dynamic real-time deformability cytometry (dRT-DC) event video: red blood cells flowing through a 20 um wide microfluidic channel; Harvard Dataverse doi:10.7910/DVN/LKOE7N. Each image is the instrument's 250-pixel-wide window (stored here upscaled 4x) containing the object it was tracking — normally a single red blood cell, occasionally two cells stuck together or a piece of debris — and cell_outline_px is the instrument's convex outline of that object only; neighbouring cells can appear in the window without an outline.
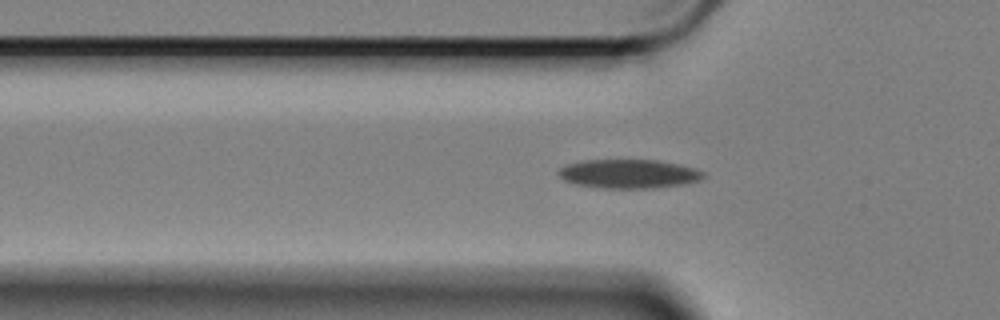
{"species": "Egyptian fruit bat (a non-hibernating species)", "species_latin": "Rousettus aegyptiacus", "temperature_condition": "cold", "stored_images_in_passage": 38, "camera_frame_rate_fps": 3000, "um_per_image_px": 0.085, "animal": {"sex": "female"}, "frame": {"image": 1, "passage_image": 4, "time_ms": 1.0, "image_size_px": [1000, 320], "cell_outline_px": [[704, 176], [700, 180], [684, 184], [656, 188], [600, 188], [576, 184], [564, 180], [556, 172], [560, 168], [568, 164], [584, 160], [656, 160], [680, 164], [696, 168], [704, 172]], "centroid_in_image_um": [53.46, 14.78], "position_along_channel_um": 72.3, "area_um2": 24.51}}
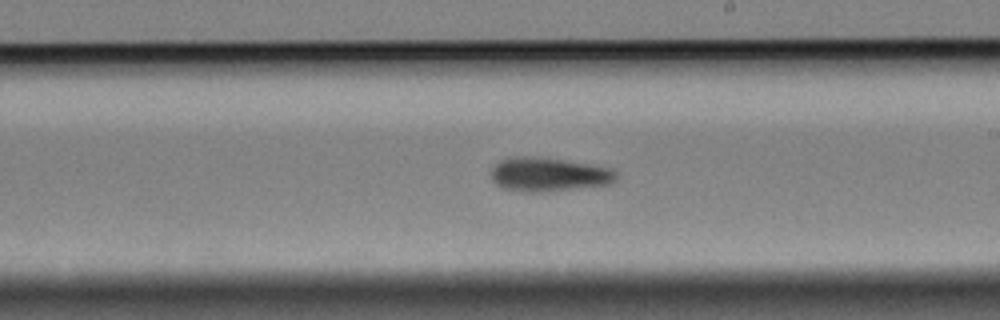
{"frame": {"image": 2, "passage_image": 19, "time_ms": 6.0, "image_size_px": [1000, 320], "cell_outline_px": [[616, 180], [612, 184], [540, 192], [524, 192], [504, 188], [496, 184], [492, 180], [492, 168], [500, 160], [508, 156], [540, 156], [612, 168], [616, 172]], "centroid_in_image_um": [46.62, 14.81], "position_along_channel_um": 242.4, "area_um2": 24.85}}
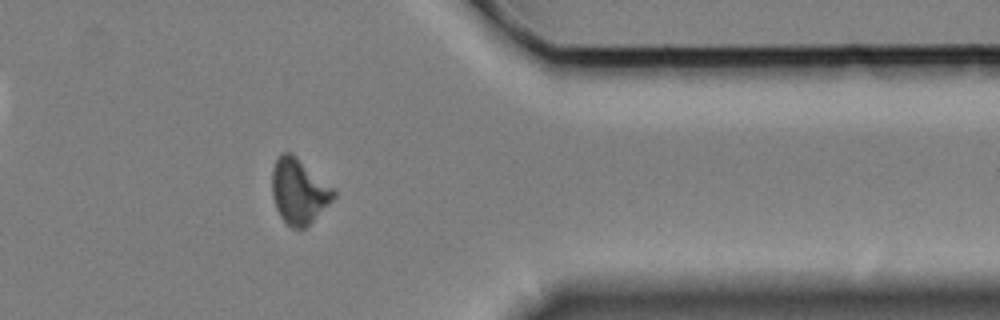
{"frame": {"image": 3, "passage_image": 33, "time_ms": 10.667, "image_size_px": [1000, 320], "cell_outline_px": [[336, 196], [304, 228], [292, 228], [280, 216], [276, 208], [272, 196], [272, 168], [276, 156], [284, 152], [292, 152], [336, 188]], "centroid_in_image_um": [25.4, 16.19], "position_along_channel_um": 386.0, "area_um2": 23.58}, "authors_computed_cell_mechanics": {"area_um2": 24.4783, "velocity_mm_per_s": 3.3822, "shape_relaxation_time_tau1_ms": 4.5988, "shape_relaxation_time_tau2_ms": null, "deformation_change_tau1": 0.0946, "deformation_change_tau2": null}}